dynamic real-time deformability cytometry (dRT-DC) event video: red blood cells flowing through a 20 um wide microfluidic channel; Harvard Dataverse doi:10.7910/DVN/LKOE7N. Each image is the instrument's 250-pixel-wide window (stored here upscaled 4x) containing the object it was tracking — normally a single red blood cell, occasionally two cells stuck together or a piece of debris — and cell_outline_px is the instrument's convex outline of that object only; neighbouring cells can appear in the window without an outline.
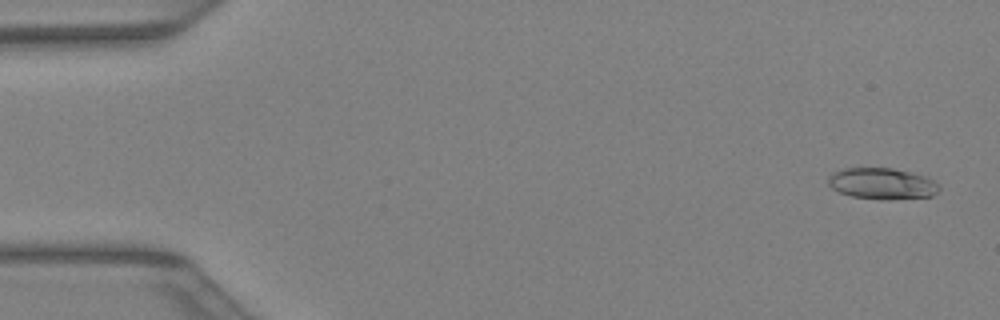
{"species": "Egyptian fruit bat (a non-hibernating species)", "species_latin": "Rousettus aegyptiacus", "temperature_condition": "warm", "stored_images_in_passage": 42, "camera_frame_rate_fps": 3000, "um_per_image_px": 0.085, "animal": {"sex": "female"}, "frame": {"image": 1, "passage_image": 2, "time_ms": 0.333, "image_size_px": [1000, 320], "cell_outline_px": [[940, 188], [932, 196], [888, 200], [880, 200], [852, 196], [840, 192], [832, 188], [828, 184], [828, 176], [832, 172], [844, 168], [892, 168], [912, 172], [924, 176], [932, 180]], "centroid_in_image_um": [74.94, 15.61], "position_along_channel_um": 10.1, "area_um2": 20.23}}
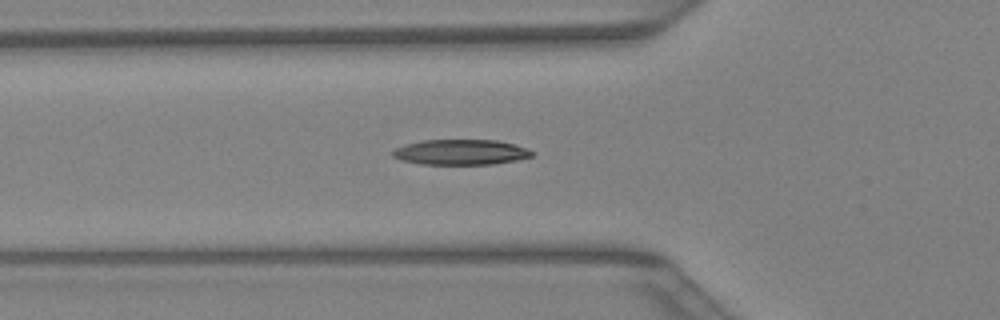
{"frame": {"image": 2, "passage_image": 15, "time_ms": 4.667, "image_size_px": [1000, 320], "cell_outline_px": [[532, 156], [516, 160], [492, 164], [420, 164], [400, 160], [392, 156], [392, 152], [396, 148], [404, 144], [420, 140], [496, 140], [516, 144], [528, 148], [532, 152]], "centroid_in_image_um": [39.14, 12.93], "position_along_channel_um": 86.7, "area_um2": 20.63}}
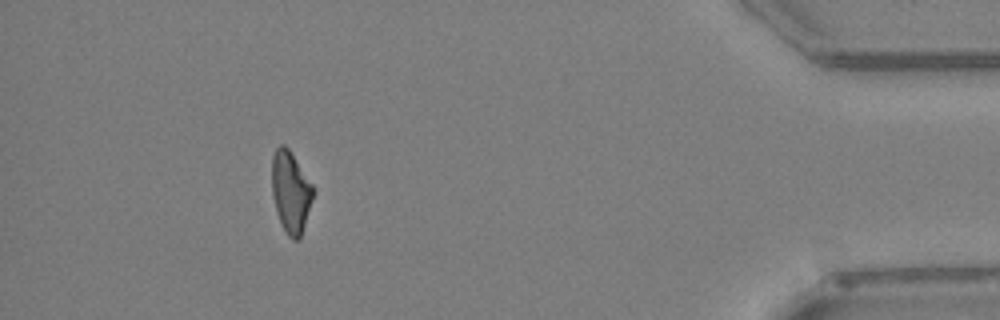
{"frame": {"image": 3, "passage_image": 38, "time_ms": 12.333, "image_size_px": [1000, 320], "cell_outline_px": [[316, 192], [300, 240], [292, 240], [288, 236], [280, 224], [272, 192], [272, 156], [276, 148], [280, 144], [284, 144], [288, 148], [312, 184]], "centroid_in_image_um": [24.73, 16.35], "position_along_channel_um": 410.5, "area_um2": 19.83}}